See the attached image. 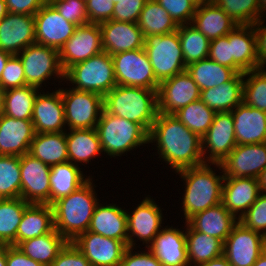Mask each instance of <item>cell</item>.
<instances>
[{
  "instance_id": "cell-20",
  "label": "cell",
  "mask_w": 266,
  "mask_h": 266,
  "mask_svg": "<svg viewBox=\"0 0 266 266\" xmlns=\"http://www.w3.org/2000/svg\"><path fill=\"white\" fill-rule=\"evenodd\" d=\"M32 123L36 133L66 132L61 88L53 92L39 91L33 106Z\"/></svg>"
},
{
  "instance_id": "cell-55",
  "label": "cell",
  "mask_w": 266,
  "mask_h": 266,
  "mask_svg": "<svg viewBox=\"0 0 266 266\" xmlns=\"http://www.w3.org/2000/svg\"><path fill=\"white\" fill-rule=\"evenodd\" d=\"M133 250L131 247L125 249L120 266H163L148 249L138 252Z\"/></svg>"
},
{
  "instance_id": "cell-50",
  "label": "cell",
  "mask_w": 266,
  "mask_h": 266,
  "mask_svg": "<svg viewBox=\"0 0 266 266\" xmlns=\"http://www.w3.org/2000/svg\"><path fill=\"white\" fill-rule=\"evenodd\" d=\"M178 25L190 24L196 7L190 0H156Z\"/></svg>"
},
{
  "instance_id": "cell-60",
  "label": "cell",
  "mask_w": 266,
  "mask_h": 266,
  "mask_svg": "<svg viewBox=\"0 0 266 266\" xmlns=\"http://www.w3.org/2000/svg\"><path fill=\"white\" fill-rule=\"evenodd\" d=\"M257 180H258L260 192L266 194V168L262 170Z\"/></svg>"
},
{
  "instance_id": "cell-54",
  "label": "cell",
  "mask_w": 266,
  "mask_h": 266,
  "mask_svg": "<svg viewBox=\"0 0 266 266\" xmlns=\"http://www.w3.org/2000/svg\"><path fill=\"white\" fill-rule=\"evenodd\" d=\"M50 266H91V264L73 242H68Z\"/></svg>"
},
{
  "instance_id": "cell-7",
  "label": "cell",
  "mask_w": 266,
  "mask_h": 266,
  "mask_svg": "<svg viewBox=\"0 0 266 266\" xmlns=\"http://www.w3.org/2000/svg\"><path fill=\"white\" fill-rule=\"evenodd\" d=\"M144 50L159 83L186 70L177 30L145 37Z\"/></svg>"
},
{
  "instance_id": "cell-49",
  "label": "cell",
  "mask_w": 266,
  "mask_h": 266,
  "mask_svg": "<svg viewBox=\"0 0 266 266\" xmlns=\"http://www.w3.org/2000/svg\"><path fill=\"white\" fill-rule=\"evenodd\" d=\"M0 85L6 91L26 86L23 63L18 55H11L0 78Z\"/></svg>"
},
{
  "instance_id": "cell-34",
  "label": "cell",
  "mask_w": 266,
  "mask_h": 266,
  "mask_svg": "<svg viewBox=\"0 0 266 266\" xmlns=\"http://www.w3.org/2000/svg\"><path fill=\"white\" fill-rule=\"evenodd\" d=\"M81 170L83 169L70 161L51 166L50 205L76 191L91 178Z\"/></svg>"
},
{
  "instance_id": "cell-3",
  "label": "cell",
  "mask_w": 266,
  "mask_h": 266,
  "mask_svg": "<svg viewBox=\"0 0 266 266\" xmlns=\"http://www.w3.org/2000/svg\"><path fill=\"white\" fill-rule=\"evenodd\" d=\"M93 177L76 191L52 204L55 229L68 241L88 231L94 209L101 200L96 196Z\"/></svg>"
},
{
  "instance_id": "cell-26",
  "label": "cell",
  "mask_w": 266,
  "mask_h": 266,
  "mask_svg": "<svg viewBox=\"0 0 266 266\" xmlns=\"http://www.w3.org/2000/svg\"><path fill=\"white\" fill-rule=\"evenodd\" d=\"M231 113L237 145L266 142V112L242 102Z\"/></svg>"
},
{
  "instance_id": "cell-65",
  "label": "cell",
  "mask_w": 266,
  "mask_h": 266,
  "mask_svg": "<svg viewBox=\"0 0 266 266\" xmlns=\"http://www.w3.org/2000/svg\"><path fill=\"white\" fill-rule=\"evenodd\" d=\"M259 12H260V19L266 16V0H259Z\"/></svg>"
},
{
  "instance_id": "cell-59",
  "label": "cell",
  "mask_w": 266,
  "mask_h": 266,
  "mask_svg": "<svg viewBox=\"0 0 266 266\" xmlns=\"http://www.w3.org/2000/svg\"><path fill=\"white\" fill-rule=\"evenodd\" d=\"M198 266H232V265L228 262L227 258L224 255H222L218 258L209 260L208 262L200 264Z\"/></svg>"
},
{
  "instance_id": "cell-58",
  "label": "cell",
  "mask_w": 266,
  "mask_h": 266,
  "mask_svg": "<svg viewBox=\"0 0 266 266\" xmlns=\"http://www.w3.org/2000/svg\"><path fill=\"white\" fill-rule=\"evenodd\" d=\"M6 266H44L26 256L18 247L6 245Z\"/></svg>"
},
{
  "instance_id": "cell-42",
  "label": "cell",
  "mask_w": 266,
  "mask_h": 266,
  "mask_svg": "<svg viewBox=\"0 0 266 266\" xmlns=\"http://www.w3.org/2000/svg\"><path fill=\"white\" fill-rule=\"evenodd\" d=\"M178 36L185 65L208 58L210 40L191 23L178 27Z\"/></svg>"
},
{
  "instance_id": "cell-11",
  "label": "cell",
  "mask_w": 266,
  "mask_h": 266,
  "mask_svg": "<svg viewBox=\"0 0 266 266\" xmlns=\"http://www.w3.org/2000/svg\"><path fill=\"white\" fill-rule=\"evenodd\" d=\"M149 196V197H148ZM134 208L133 211L127 213V232L128 247L137 249L138 240L142 241V245L147 248L155 238V236L163 228L162 224L164 215L163 210L148 195ZM137 238V241H136ZM135 239V240H134ZM136 245V246H135Z\"/></svg>"
},
{
  "instance_id": "cell-24",
  "label": "cell",
  "mask_w": 266,
  "mask_h": 266,
  "mask_svg": "<svg viewBox=\"0 0 266 266\" xmlns=\"http://www.w3.org/2000/svg\"><path fill=\"white\" fill-rule=\"evenodd\" d=\"M36 132L31 120L0 116V155L19 156L29 153Z\"/></svg>"
},
{
  "instance_id": "cell-25",
  "label": "cell",
  "mask_w": 266,
  "mask_h": 266,
  "mask_svg": "<svg viewBox=\"0 0 266 266\" xmlns=\"http://www.w3.org/2000/svg\"><path fill=\"white\" fill-rule=\"evenodd\" d=\"M260 193L258 180L256 178L224 177L222 203L237 219L243 216Z\"/></svg>"
},
{
  "instance_id": "cell-40",
  "label": "cell",
  "mask_w": 266,
  "mask_h": 266,
  "mask_svg": "<svg viewBox=\"0 0 266 266\" xmlns=\"http://www.w3.org/2000/svg\"><path fill=\"white\" fill-rule=\"evenodd\" d=\"M29 204L21 197L0 199V245L16 246L19 223Z\"/></svg>"
},
{
  "instance_id": "cell-27",
  "label": "cell",
  "mask_w": 266,
  "mask_h": 266,
  "mask_svg": "<svg viewBox=\"0 0 266 266\" xmlns=\"http://www.w3.org/2000/svg\"><path fill=\"white\" fill-rule=\"evenodd\" d=\"M127 210L114 203H97L88 231L121 240L128 247Z\"/></svg>"
},
{
  "instance_id": "cell-67",
  "label": "cell",
  "mask_w": 266,
  "mask_h": 266,
  "mask_svg": "<svg viewBox=\"0 0 266 266\" xmlns=\"http://www.w3.org/2000/svg\"><path fill=\"white\" fill-rule=\"evenodd\" d=\"M4 92L5 90L0 85V116L3 114Z\"/></svg>"
},
{
  "instance_id": "cell-48",
  "label": "cell",
  "mask_w": 266,
  "mask_h": 266,
  "mask_svg": "<svg viewBox=\"0 0 266 266\" xmlns=\"http://www.w3.org/2000/svg\"><path fill=\"white\" fill-rule=\"evenodd\" d=\"M238 220L245 227L266 237V194L260 193L255 202Z\"/></svg>"
},
{
  "instance_id": "cell-17",
  "label": "cell",
  "mask_w": 266,
  "mask_h": 266,
  "mask_svg": "<svg viewBox=\"0 0 266 266\" xmlns=\"http://www.w3.org/2000/svg\"><path fill=\"white\" fill-rule=\"evenodd\" d=\"M34 19L36 43L58 51L77 27L64 19L48 1L36 12Z\"/></svg>"
},
{
  "instance_id": "cell-45",
  "label": "cell",
  "mask_w": 266,
  "mask_h": 266,
  "mask_svg": "<svg viewBox=\"0 0 266 266\" xmlns=\"http://www.w3.org/2000/svg\"><path fill=\"white\" fill-rule=\"evenodd\" d=\"M243 102L266 112V67L244 73Z\"/></svg>"
},
{
  "instance_id": "cell-6",
  "label": "cell",
  "mask_w": 266,
  "mask_h": 266,
  "mask_svg": "<svg viewBox=\"0 0 266 266\" xmlns=\"http://www.w3.org/2000/svg\"><path fill=\"white\" fill-rule=\"evenodd\" d=\"M70 83H68V82ZM64 82L72 88L105 96L117 84L111 55L102 51L74 64L64 72Z\"/></svg>"
},
{
  "instance_id": "cell-29",
  "label": "cell",
  "mask_w": 266,
  "mask_h": 266,
  "mask_svg": "<svg viewBox=\"0 0 266 266\" xmlns=\"http://www.w3.org/2000/svg\"><path fill=\"white\" fill-rule=\"evenodd\" d=\"M238 221L221 202L195 214L187 223L194 230L218 238L224 243Z\"/></svg>"
},
{
  "instance_id": "cell-51",
  "label": "cell",
  "mask_w": 266,
  "mask_h": 266,
  "mask_svg": "<svg viewBox=\"0 0 266 266\" xmlns=\"http://www.w3.org/2000/svg\"><path fill=\"white\" fill-rule=\"evenodd\" d=\"M147 0H118L115 3L111 20L137 23Z\"/></svg>"
},
{
  "instance_id": "cell-4",
  "label": "cell",
  "mask_w": 266,
  "mask_h": 266,
  "mask_svg": "<svg viewBox=\"0 0 266 266\" xmlns=\"http://www.w3.org/2000/svg\"><path fill=\"white\" fill-rule=\"evenodd\" d=\"M157 91L116 85L104 96V109L109 114L140 124L149 133L158 114Z\"/></svg>"
},
{
  "instance_id": "cell-46",
  "label": "cell",
  "mask_w": 266,
  "mask_h": 266,
  "mask_svg": "<svg viewBox=\"0 0 266 266\" xmlns=\"http://www.w3.org/2000/svg\"><path fill=\"white\" fill-rule=\"evenodd\" d=\"M237 25H253L260 19L259 0H213Z\"/></svg>"
},
{
  "instance_id": "cell-22",
  "label": "cell",
  "mask_w": 266,
  "mask_h": 266,
  "mask_svg": "<svg viewBox=\"0 0 266 266\" xmlns=\"http://www.w3.org/2000/svg\"><path fill=\"white\" fill-rule=\"evenodd\" d=\"M99 26L103 51L109 55L144 48L145 38L137 23L108 20Z\"/></svg>"
},
{
  "instance_id": "cell-37",
  "label": "cell",
  "mask_w": 266,
  "mask_h": 266,
  "mask_svg": "<svg viewBox=\"0 0 266 266\" xmlns=\"http://www.w3.org/2000/svg\"><path fill=\"white\" fill-rule=\"evenodd\" d=\"M29 154L49 166L68 161L65 132L36 133Z\"/></svg>"
},
{
  "instance_id": "cell-61",
  "label": "cell",
  "mask_w": 266,
  "mask_h": 266,
  "mask_svg": "<svg viewBox=\"0 0 266 266\" xmlns=\"http://www.w3.org/2000/svg\"><path fill=\"white\" fill-rule=\"evenodd\" d=\"M10 56H11V54H9L5 51H2L0 49V78H1L2 72L4 70V67L6 66L7 60L9 59Z\"/></svg>"
},
{
  "instance_id": "cell-57",
  "label": "cell",
  "mask_w": 266,
  "mask_h": 266,
  "mask_svg": "<svg viewBox=\"0 0 266 266\" xmlns=\"http://www.w3.org/2000/svg\"><path fill=\"white\" fill-rule=\"evenodd\" d=\"M262 17L256 23L253 24V29L256 38V52L258 57V68L266 67V25L265 19Z\"/></svg>"
},
{
  "instance_id": "cell-41",
  "label": "cell",
  "mask_w": 266,
  "mask_h": 266,
  "mask_svg": "<svg viewBox=\"0 0 266 266\" xmlns=\"http://www.w3.org/2000/svg\"><path fill=\"white\" fill-rule=\"evenodd\" d=\"M39 91L42 92L31 85L6 90L3 114L15 119L32 120L34 101Z\"/></svg>"
},
{
  "instance_id": "cell-28",
  "label": "cell",
  "mask_w": 266,
  "mask_h": 266,
  "mask_svg": "<svg viewBox=\"0 0 266 266\" xmlns=\"http://www.w3.org/2000/svg\"><path fill=\"white\" fill-rule=\"evenodd\" d=\"M233 57V70L236 73L258 69L256 38L253 25H237L229 33Z\"/></svg>"
},
{
  "instance_id": "cell-30",
  "label": "cell",
  "mask_w": 266,
  "mask_h": 266,
  "mask_svg": "<svg viewBox=\"0 0 266 266\" xmlns=\"http://www.w3.org/2000/svg\"><path fill=\"white\" fill-rule=\"evenodd\" d=\"M68 131L65 132L68 161L74 165L81 167V164L82 166L89 164L91 159L93 161L101 153L103 154L96 128Z\"/></svg>"
},
{
  "instance_id": "cell-64",
  "label": "cell",
  "mask_w": 266,
  "mask_h": 266,
  "mask_svg": "<svg viewBox=\"0 0 266 266\" xmlns=\"http://www.w3.org/2000/svg\"><path fill=\"white\" fill-rule=\"evenodd\" d=\"M253 266H266V249L259 256V258L257 259V261L254 263Z\"/></svg>"
},
{
  "instance_id": "cell-38",
  "label": "cell",
  "mask_w": 266,
  "mask_h": 266,
  "mask_svg": "<svg viewBox=\"0 0 266 266\" xmlns=\"http://www.w3.org/2000/svg\"><path fill=\"white\" fill-rule=\"evenodd\" d=\"M186 71L201 91L226 83L237 74L233 69L209 58L189 64Z\"/></svg>"
},
{
  "instance_id": "cell-2",
  "label": "cell",
  "mask_w": 266,
  "mask_h": 266,
  "mask_svg": "<svg viewBox=\"0 0 266 266\" xmlns=\"http://www.w3.org/2000/svg\"><path fill=\"white\" fill-rule=\"evenodd\" d=\"M215 165L221 174H216ZM182 181L185 182V192L182 198L184 220L187 222L195 214L215 206L222 202V186L224 181V171L221 164L204 163L199 166L185 168L177 171Z\"/></svg>"
},
{
  "instance_id": "cell-63",
  "label": "cell",
  "mask_w": 266,
  "mask_h": 266,
  "mask_svg": "<svg viewBox=\"0 0 266 266\" xmlns=\"http://www.w3.org/2000/svg\"><path fill=\"white\" fill-rule=\"evenodd\" d=\"M8 14L5 0H0V21Z\"/></svg>"
},
{
  "instance_id": "cell-5",
  "label": "cell",
  "mask_w": 266,
  "mask_h": 266,
  "mask_svg": "<svg viewBox=\"0 0 266 266\" xmlns=\"http://www.w3.org/2000/svg\"><path fill=\"white\" fill-rule=\"evenodd\" d=\"M103 153L114 158L121 157L135 148L148 143L149 133L138 123L109 114L105 109L97 123Z\"/></svg>"
},
{
  "instance_id": "cell-39",
  "label": "cell",
  "mask_w": 266,
  "mask_h": 266,
  "mask_svg": "<svg viewBox=\"0 0 266 266\" xmlns=\"http://www.w3.org/2000/svg\"><path fill=\"white\" fill-rule=\"evenodd\" d=\"M144 38L150 35H164L178 30L179 25L156 1L147 0L137 21Z\"/></svg>"
},
{
  "instance_id": "cell-32",
  "label": "cell",
  "mask_w": 266,
  "mask_h": 266,
  "mask_svg": "<svg viewBox=\"0 0 266 266\" xmlns=\"http://www.w3.org/2000/svg\"><path fill=\"white\" fill-rule=\"evenodd\" d=\"M54 227L53 207L49 204L30 203L23 213L16 233V246L34 237L50 233Z\"/></svg>"
},
{
  "instance_id": "cell-8",
  "label": "cell",
  "mask_w": 266,
  "mask_h": 266,
  "mask_svg": "<svg viewBox=\"0 0 266 266\" xmlns=\"http://www.w3.org/2000/svg\"><path fill=\"white\" fill-rule=\"evenodd\" d=\"M67 130L96 128L104 110V97L98 93L61 87Z\"/></svg>"
},
{
  "instance_id": "cell-44",
  "label": "cell",
  "mask_w": 266,
  "mask_h": 266,
  "mask_svg": "<svg viewBox=\"0 0 266 266\" xmlns=\"http://www.w3.org/2000/svg\"><path fill=\"white\" fill-rule=\"evenodd\" d=\"M21 197L20 157L0 155V198Z\"/></svg>"
},
{
  "instance_id": "cell-14",
  "label": "cell",
  "mask_w": 266,
  "mask_h": 266,
  "mask_svg": "<svg viewBox=\"0 0 266 266\" xmlns=\"http://www.w3.org/2000/svg\"><path fill=\"white\" fill-rule=\"evenodd\" d=\"M103 51L101 29L97 23L77 26L70 39L60 48L59 59L65 72L68 68Z\"/></svg>"
},
{
  "instance_id": "cell-1",
  "label": "cell",
  "mask_w": 266,
  "mask_h": 266,
  "mask_svg": "<svg viewBox=\"0 0 266 266\" xmlns=\"http://www.w3.org/2000/svg\"><path fill=\"white\" fill-rule=\"evenodd\" d=\"M148 143H154L158 158L175 172L205 163L202 139L173 114L158 112L148 135Z\"/></svg>"
},
{
  "instance_id": "cell-31",
  "label": "cell",
  "mask_w": 266,
  "mask_h": 266,
  "mask_svg": "<svg viewBox=\"0 0 266 266\" xmlns=\"http://www.w3.org/2000/svg\"><path fill=\"white\" fill-rule=\"evenodd\" d=\"M191 24L210 41L227 35L237 26L214 1L196 8Z\"/></svg>"
},
{
  "instance_id": "cell-56",
  "label": "cell",
  "mask_w": 266,
  "mask_h": 266,
  "mask_svg": "<svg viewBox=\"0 0 266 266\" xmlns=\"http://www.w3.org/2000/svg\"><path fill=\"white\" fill-rule=\"evenodd\" d=\"M48 0H5L8 13L35 15Z\"/></svg>"
},
{
  "instance_id": "cell-36",
  "label": "cell",
  "mask_w": 266,
  "mask_h": 266,
  "mask_svg": "<svg viewBox=\"0 0 266 266\" xmlns=\"http://www.w3.org/2000/svg\"><path fill=\"white\" fill-rule=\"evenodd\" d=\"M68 241L54 229L50 233L20 242L18 247L26 256L50 266Z\"/></svg>"
},
{
  "instance_id": "cell-23",
  "label": "cell",
  "mask_w": 266,
  "mask_h": 266,
  "mask_svg": "<svg viewBox=\"0 0 266 266\" xmlns=\"http://www.w3.org/2000/svg\"><path fill=\"white\" fill-rule=\"evenodd\" d=\"M147 249L163 266H189L185 230L165 226Z\"/></svg>"
},
{
  "instance_id": "cell-53",
  "label": "cell",
  "mask_w": 266,
  "mask_h": 266,
  "mask_svg": "<svg viewBox=\"0 0 266 266\" xmlns=\"http://www.w3.org/2000/svg\"><path fill=\"white\" fill-rule=\"evenodd\" d=\"M85 4L89 23L111 20L115 5L112 0H85Z\"/></svg>"
},
{
  "instance_id": "cell-15",
  "label": "cell",
  "mask_w": 266,
  "mask_h": 266,
  "mask_svg": "<svg viewBox=\"0 0 266 266\" xmlns=\"http://www.w3.org/2000/svg\"><path fill=\"white\" fill-rule=\"evenodd\" d=\"M21 198L28 203L50 205L51 166L26 153L20 157Z\"/></svg>"
},
{
  "instance_id": "cell-68",
  "label": "cell",
  "mask_w": 266,
  "mask_h": 266,
  "mask_svg": "<svg viewBox=\"0 0 266 266\" xmlns=\"http://www.w3.org/2000/svg\"><path fill=\"white\" fill-rule=\"evenodd\" d=\"M113 1V3L115 4V3H118V0H112Z\"/></svg>"
},
{
  "instance_id": "cell-33",
  "label": "cell",
  "mask_w": 266,
  "mask_h": 266,
  "mask_svg": "<svg viewBox=\"0 0 266 266\" xmlns=\"http://www.w3.org/2000/svg\"><path fill=\"white\" fill-rule=\"evenodd\" d=\"M244 73L230 81L201 91L200 99L215 112H229L243 102Z\"/></svg>"
},
{
  "instance_id": "cell-12",
  "label": "cell",
  "mask_w": 266,
  "mask_h": 266,
  "mask_svg": "<svg viewBox=\"0 0 266 266\" xmlns=\"http://www.w3.org/2000/svg\"><path fill=\"white\" fill-rule=\"evenodd\" d=\"M266 249V237L237 222L223 243V255L232 266H253Z\"/></svg>"
},
{
  "instance_id": "cell-52",
  "label": "cell",
  "mask_w": 266,
  "mask_h": 266,
  "mask_svg": "<svg viewBox=\"0 0 266 266\" xmlns=\"http://www.w3.org/2000/svg\"><path fill=\"white\" fill-rule=\"evenodd\" d=\"M208 58L220 65L233 69V57L231 44L229 43V33L210 41Z\"/></svg>"
},
{
  "instance_id": "cell-9",
  "label": "cell",
  "mask_w": 266,
  "mask_h": 266,
  "mask_svg": "<svg viewBox=\"0 0 266 266\" xmlns=\"http://www.w3.org/2000/svg\"><path fill=\"white\" fill-rule=\"evenodd\" d=\"M18 56L23 63L27 85L43 89L42 84L47 83L46 80L57 78L59 83L64 81L57 49L35 43L27 46Z\"/></svg>"
},
{
  "instance_id": "cell-62",
  "label": "cell",
  "mask_w": 266,
  "mask_h": 266,
  "mask_svg": "<svg viewBox=\"0 0 266 266\" xmlns=\"http://www.w3.org/2000/svg\"><path fill=\"white\" fill-rule=\"evenodd\" d=\"M0 266H6V245H0Z\"/></svg>"
},
{
  "instance_id": "cell-19",
  "label": "cell",
  "mask_w": 266,
  "mask_h": 266,
  "mask_svg": "<svg viewBox=\"0 0 266 266\" xmlns=\"http://www.w3.org/2000/svg\"><path fill=\"white\" fill-rule=\"evenodd\" d=\"M225 177L258 178L266 168V142L236 145L222 161Z\"/></svg>"
},
{
  "instance_id": "cell-13",
  "label": "cell",
  "mask_w": 266,
  "mask_h": 266,
  "mask_svg": "<svg viewBox=\"0 0 266 266\" xmlns=\"http://www.w3.org/2000/svg\"><path fill=\"white\" fill-rule=\"evenodd\" d=\"M201 139L204 162L221 164L237 145L231 111L216 112L209 130Z\"/></svg>"
},
{
  "instance_id": "cell-21",
  "label": "cell",
  "mask_w": 266,
  "mask_h": 266,
  "mask_svg": "<svg viewBox=\"0 0 266 266\" xmlns=\"http://www.w3.org/2000/svg\"><path fill=\"white\" fill-rule=\"evenodd\" d=\"M35 30L34 15L8 13L0 21V49L18 55L36 43Z\"/></svg>"
},
{
  "instance_id": "cell-16",
  "label": "cell",
  "mask_w": 266,
  "mask_h": 266,
  "mask_svg": "<svg viewBox=\"0 0 266 266\" xmlns=\"http://www.w3.org/2000/svg\"><path fill=\"white\" fill-rule=\"evenodd\" d=\"M201 90L185 70L159 84L158 112L174 114L191 102L200 99Z\"/></svg>"
},
{
  "instance_id": "cell-10",
  "label": "cell",
  "mask_w": 266,
  "mask_h": 266,
  "mask_svg": "<svg viewBox=\"0 0 266 266\" xmlns=\"http://www.w3.org/2000/svg\"><path fill=\"white\" fill-rule=\"evenodd\" d=\"M111 57L117 85L158 90L160 83L144 48L120 52Z\"/></svg>"
},
{
  "instance_id": "cell-66",
  "label": "cell",
  "mask_w": 266,
  "mask_h": 266,
  "mask_svg": "<svg viewBox=\"0 0 266 266\" xmlns=\"http://www.w3.org/2000/svg\"><path fill=\"white\" fill-rule=\"evenodd\" d=\"M213 0H190L192 5H194L196 8H199L203 6L204 4L210 3Z\"/></svg>"
},
{
  "instance_id": "cell-43",
  "label": "cell",
  "mask_w": 266,
  "mask_h": 266,
  "mask_svg": "<svg viewBox=\"0 0 266 266\" xmlns=\"http://www.w3.org/2000/svg\"><path fill=\"white\" fill-rule=\"evenodd\" d=\"M215 114V111L199 99L179 109L173 115L189 130L202 138L209 130Z\"/></svg>"
},
{
  "instance_id": "cell-18",
  "label": "cell",
  "mask_w": 266,
  "mask_h": 266,
  "mask_svg": "<svg viewBox=\"0 0 266 266\" xmlns=\"http://www.w3.org/2000/svg\"><path fill=\"white\" fill-rule=\"evenodd\" d=\"M74 245L85 255L91 266H120L127 246L121 241L86 231L74 241Z\"/></svg>"
},
{
  "instance_id": "cell-47",
  "label": "cell",
  "mask_w": 266,
  "mask_h": 266,
  "mask_svg": "<svg viewBox=\"0 0 266 266\" xmlns=\"http://www.w3.org/2000/svg\"><path fill=\"white\" fill-rule=\"evenodd\" d=\"M48 2L64 19L76 26L89 23L85 0H48Z\"/></svg>"
},
{
  "instance_id": "cell-35",
  "label": "cell",
  "mask_w": 266,
  "mask_h": 266,
  "mask_svg": "<svg viewBox=\"0 0 266 266\" xmlns=\"http://www.w3.org/2000/svg\"><path fill=\"white\" fill-rule=\"evenodd\" d=\"M186 249L189 266H198L223 255V242L194 230L185 222Z\"/></svg>"
}]
</instances>
